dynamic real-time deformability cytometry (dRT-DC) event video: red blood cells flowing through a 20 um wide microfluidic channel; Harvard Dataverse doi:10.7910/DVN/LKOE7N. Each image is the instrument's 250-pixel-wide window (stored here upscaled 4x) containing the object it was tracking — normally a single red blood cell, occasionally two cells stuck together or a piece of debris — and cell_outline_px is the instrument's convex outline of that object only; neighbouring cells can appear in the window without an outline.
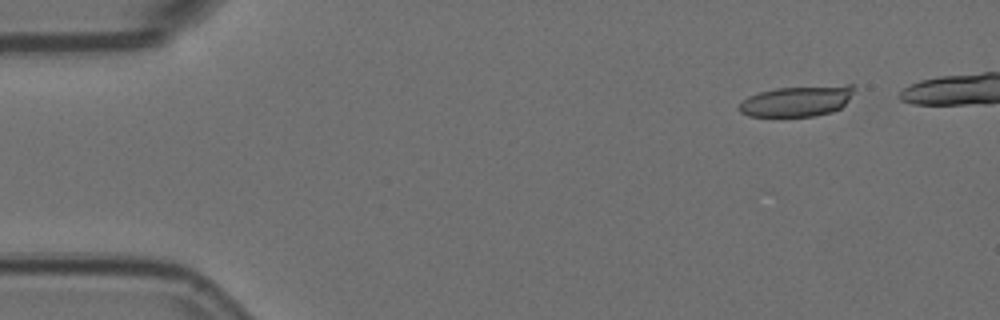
{"species": "Egyptian fruit bat (a non-hibernating species)", "species_latin": "Rousettus aegyptiacus", "temperature_condition": "room temperature", "stored_images_in_passage": 3, "camera_frame_rate_fps": 3000, "um_per_image_px": 0.085, "animal": {"sex": "female"}, "frame": {"image": 1, "passage_image": 1, "time_ms": 0.0, "image_size_px": [1000, 320], "cell_outline_px": [[856, 88], [848, 100], [840, 108], [832, 112], [812, 116], [748, 116], [740, 112], [736, 108], [748, 96], [760, 92], [776, 88], [848, 84], [856, 84]], "centroid_in_image_um": [67.77, 8.58], "position_along_channel_um": 17.2, "area_um2": 20.69}}